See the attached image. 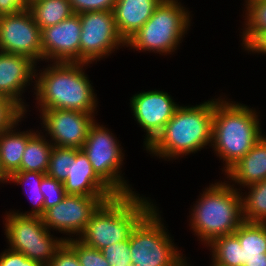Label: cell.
<instances>
[{
  "mask_svg": "<svg viewBox=\"0 0 266 266\" xmlns=\"http://www.w3.org/2000/svg\"><path fill=\"white\" fill-rule=\"evenodd\" d=\"M85 66L89 63L50 62L48 67L36 69L33 88L39 112L64 109L95 114L99 103L94 86L84 73Z\"/></svg>",
  "mask_w": 266,
  "mask_h": 266,
  "instance_id": "6da1fadb",
  "label": "cell"
},
{
  "mask_svg": "<svg viewBox=\"0 0 266 266\" xmlns=\"http://www.w3.org/2000/svg\"><path fill=\"white\" fill-rule=\"evenodd\" d=\"M214 106L215 97L195 106L179 105L146 151L170 161L211 147Z\"/></svg>",
  "mask_w": 266,
  "mask_h": 266,
  "instance_id": "7a4b0ae2",
  "label": "cell"
},
{
  "mask_svg": "<svg viewBox=\"0 0 266 266\" xmlns=\"http://www.w3.org/2000/svg\"><path fill=\"white\" fill-rule=\"evenodd\" d=\"M254 109L227 98H215L211 146L217 157L223 160L222 171L225 173L264 135L260 115Z\"/></svg>",
  "mask_w": 266,
  "mask_h": 266,
  "instance_id": "3957f363",
  "label": "cell"
},
{
  "mask_svg": "<svg viewBox=\"0 0 266 266\" xmlns=\"http://www.w3.org/2000/svg\"><path fill=\"white\" fill-rule=\"evenodd\" d=\"M225 182H215L205 188L191 209L189 226L206 246L217 237L233 234L245 221L242 189Z\"/></svg>",
  "mask_w": 266,
  "mask_h": 266,
  "instance_id": "277c9868",
  "label": "cell"
},
{
  "mask_svg": "<svg viewBox=\"0 0 266 266\" xmlns=\"http://www.w3.org/2000/svg\"><path fill=\"white\" fill-rule=\"evenodd\" d=\"M139 196L137 193L117 195L102 203L77 238L100 251L128 240L136 224L155 206L149 197Z\"/></svg>",
  "mask_w": 266,
  "mask_h": 266,
  "instance_id": "5b68a950",
  "label": "cell"
},
{
  "mask_svg": "<svg viewBox=\"0 0 266 266\" xmlns=\"http://www.w3.org/2000/svg\"><path fill=\"white\" fill-rule=\"evenodd\" d=\"M179 0H162L152 16L127 41L136 51L172 54L191 26L190 11Z\"/></svg>",
  "mask_w": 266,
  "mask_h": 266,
  "instance_id": "8992f818",
  "label": "cell"
},
{
  "mask_svg": "<svg viewBox=\"0 0 266 266\" xmlns=\"http://www.w3.org/2000/svg\"><path fill=\"white\" fill-rule=\"evenodd\" d=\"M162 219L155 205L133 228L129 237L132 265L190 266Z\"/></svg>",
  "mask_w": 266,
  "mask_h": 266,
  "instance_id": "52a82bcc",
  "label": "cell"
},
{
  "mask_svg": "<svg viewBox=\"0 0 266 266\" xmlns=\"http://www.w3.org/2000/svg\"><path fill=\"white\" fill-rule=\"evenodd\" d=\"M121 143L104 125L96 120L91 124L82 150L95 173L117 194L136 193L122 174L124 152ZM132 188V189H131Z\"/></svg>",
  "mask_w": 266,
  "mask_h": 266,
  "instance_id": "ba28073f",
  "label": "cell"
},
{
  "mask_svg": "<svg viewBox=\"0 0 266 266\" xmlns=\"http://www.w3.org/2000/svg\"><path fill=\"white\" fill-rule=\"evenodd\" d=\"M5 215L4 233L9 248L44 266L49 264L66 241V237L53 236L42 217L21 216L12 211Z\"/></svg>",
  "mask_w": 266,
  "mask_h": 266,
  "instance_id": "9c48e42d",
  "label": "cell"
},
{
  "mask_svg": "<svg viewBox=\"0 0 266 266\" xmlns=\"http://www.w3.org/2000/svg\"><path fill=\"white\" fill-rule=\"evenodd\" d=\"M81 23L80 63H93L108 57L126 41L119 34L113 11L79 13Z\"/></svg>",
  "mask_w": 266,
  "mask_h": 266,
  "instance_id": "30bf717a",
  "label": "cell"
},
{
  "mask_svg": "<svg viewBox=\"0 0 266 266\" xmlns=\"http://www.w3.org/2000/svg\"><path fill=\"white\" fill-rule=\"evenodd\" d=\"M114 197L67 194L62 201L45 211L43 223L49 230L56 229L61 234L69 235L66 240L75 237V234L77 238L84 232L98 207Z\"/></svg>",
  "mask_w": 266,
  "mask_h": 266,
  "instance_id": "8fae6325",
  "label": "cell"
},
{
  "mask_svg": "<svg viewBox=\"0 0 266 266\" xmlns=\"http://www.w3.org/2000/svg\"><path fill=\"white\" fill-rule=\"evenodd\" d=\"M0 51L23 55L36 64L42 61L41 29L28 9L0 16Z\"/></svg>",
  "mask_w": 266,
  "mask_h": 266,
  "instance_id": "7c38bea8",
  "label": "cell"
},
{
  "mask_svg": "<svg viewBox=\"0 0 266 266\" xmlns=\"http://www.w3.org/2000/svg\"><path fill=\"white\" fill-rule=\"evenodd\" d=\"M178 106L167 92L155 89L141 91L131 97L130 107L134 120L146 132L143 142L145 148L163 131Z\"/></svg>",
  "mask_w": 266,
  "mask_h": 266,
  "instance_id": "4fadbf2b",
  "label": "cell"
},
{
  "mask_svg": "<svg viewBox=\"0 0 266 266\" xmlns=\"http://www.w3.org/2000/svg\"><path fill=\"white\" fill-rule=\"evenodd\" d=\"M41 125L54 146L82 149L95 115L75 110L49 109L40 112Z\"/></svg>",
  "mask_w": 266,
  "mask_h": 266,
  "instance_id": "5bb4252c",
  "label": "cell"
},
{
  "mask_svg": "<svg viewBox=\"0 0 266 266\" xmlns=\"http://www.w3.org/2000/svg\"><path fill=\"white\" fill-rule=\"evenodd\" d=\"M79 14L41 30L42 61L80 63Z\"/></svg>",
  "mask_w": 266,
  "mask_h": 266,
  "instance_id": "9a60e30c",
  "label": "cell"
},
{
  "mask_svg": "<svg viewBox=\"0 0 266 266\" xmlns=\"http://www.w3.org/2000/svg\"><path fill=\"white\" fill-rule=\"evenodd\" d=\"M36 68L37 64L28 57L0 51V94L15 102L25 114L28 107L22 94L27 86L35 84Z\"/></svg>",
  "mask_w": 266,
  "mask_h": 266,
  "instance_id": "2e32d148",
  "label": "cell"
},
{
  "mask_svg": "<svg viewBox=\"0 0 266 266\" xmlns=\"http://www.w3.org/2000/svg\"><path fill=\"white\" fill-rule=\"evenodd\" d=\"M66 194L83 196H117L95 173L82 149L71 148V168L63 182Z\"/></svg>",
  "mask_w": 266,
  "mask_h": 266,
  "instance_id": "e0dca14e",
  "label": "cell"
},
{
  "mask_svg": "<svg viewBox=\"0 0 266 266\" xmlns=\"http://www.w3.org/2000/svg\"><path fill=\"white\" fill-rule=\"evenodd\" d=\"M224 174L240 188L266 179V135Z\"/></svg>",
  "mask_w": 266,
  "mask_h": 266,
  "instance_id": "ac0fdd59",
  "label": "cell"
},
{
  "mask_svg": "<svg viewBox=\"0 0 266 266\" xmlns=\"http://www.w3.org/2000/svg\"><path fill=\"white\" fill-rule=\"evenodd\" d=\"M162 0H117L113 9L117 30L127 41L152 16Z\"/></svg>",
  "mask_w": 266,
  "mask_h": 266,
  "instance_id": "d6986e66",
  "label": "cell"
},
{
  "mask_svg": "<svg viewBox=\"0 0 266 266\" xmlns=\"http://www.w3.org/2000/svg\"><path fill=\"white\" fill-rule=\"evenodd\" d=\"M233 234L242 247L241 266H266V223L244 221Z\"/></svg>",
  "mask_w": 266,
  "mask_h": 266,
  "instance_id": "ffe728a7",
  "label": "cell"
},
{
  "mask_svg": "<svg viewBox=\"0 0 266 266\" xmlns=\"http://www.w3.org/2000/svg\"><path fill=\"white\" fill-rule=\"evenodd\" d=\"M23 119L21 118L10 129L0 133V163L5 173L10 176L20 168L22 156L28 139L35 130L17 131L16 127Z\"/></svg>",
  "mask_w": 266,
  "mask_h": 266,
  "instance_id": "44dd1931",
  "label": "cell"
},
{
  "mask_svg": "<svg viewBox=\"0 0 266 266\" xmlns=\"http://www.w3.org/2000/svg\"><path fill=\"white\" fill-rule=\"evenodd\" d=\"M42 130L36 132L28 139L20 168L17 171H37L46 174L49 166L50 154L53 144L46 139ZM42 133V134H41Z\"/></svg>",
  "mask_w": 266,
  "mask_h": 266,
  "instance_id": "7402d4cb",
  "label": "cell"
},
{
  "mask_svg": "<svg viewBox=\"0 0 266 266\" xmlns=\"http://www.w3.org/2000/svg\"><path fill=\"white\" fill-rule=\"evenodd\" d=\"M242 29V47L247 51L266 32V0H248Z\"/></svg>",
  "mask_w": 266,
  "mask_h": 266,
  "instance_id": "603a6c76",
  "label": "cell"
},
{
  "mask_svg": "<svg viewBox=\"0 0 266 266\" xmlns=\"http://www.w3.org/2000/svg\"><path fill=\"white\" fill-rule=\"evenodd\" d=\"M28 10L41 30L74 14L68 0H36L29 3Z\"/></svg>",
  "mask_w": 266,
  "mask_h": 266,
  "instance_id": "cb8c5ba5",
  "label": "cell"
},
{
  "mask_svg": "<svg viewBox=\"0 0 266 266\" xmlns=\"http://www.w3.org/2000/svg\"><path fill=\"white\" fill-rule=\"evenodd\" d=\"M46 174L44 173H40L37 171H16L14 173H12L9 176V182L11 181V183H15V184H19V185H30V193L28 195V193H26L30 199V202L32 203V210H30L29 212L25 211L23 212H19V211H13V213L21 215V216H32V217H42L44 215V196L43 193L40 191V185L42 182V178L45 176ZM24 185V186H25ZM28 192V190H27ZM31 194V195H30Z\"/></svg>",
  "mask_w": 266,
  "mask_h": 266,
  "instance_id": "d4e9b609",
  "label": "cell"
},
{
  "mask_svg": "<svg viewBox=\"0 0 266 266\" xmlns=\"http://www.w3.org/2000/svg\"><path fill=\"white\" fill-rule=\"evenodd\" d=\"M246 188L249 190L248 194L245 192V195L241 191L244 220L251 223H266V179Z\"/></svg>",
  "mask_w": 266,
  "mask_h": 266,
  "instance_id": "484cf974",
  "label": "cell"
},
{
  "mask_svg": "<svg viewBox=\"0 0 266 266\" xmlns=\"http://www.w3.org/2000/svg\"><path fill=\"white\" fill-rule=\"evenodd\" d=\"M206 247H210L215 266H241L242 247L234 234L217 237Z\"/></svg>",
  "mask_w": 266,
  "mask_h": 266,
  "instance_id": "4316f807",
  "label": "cell"
},
{
  "mask_svg": "<svg viewBox=\"0 0 266 266\" xmlns=\"http://www.w3.org/2000/svg\"><path fill=\"white\" fill-rule=\"evenodd\" d=\"M71 148L53 146L46 175L64 182L70 174Z\"/></svg>",
  "mask_w": 266,
  "mask_h": 266,
  "instance_id": "83f0119b",
  "label": "cell"
},
{
  "mask_svg": "<svg viewBox=\"0 0 266 266\" xmlns=\"http://www.w3.org/2000/svg\"><path fill=\"white\" fill-rule=\"evenodd\" d=\"M65 242L76 252L81 266H110L99 249L85 245L78 238Z\"/></svg>",
  "mask_w": 266,
  "mask_h": 266,
  "instance_id": "f1b7e54d",
  "label": "cell"
},
{
  "mask_svg": "<svg viewBox=\"0 0 266 266\" xmlns=\"http://www.w3.org/2000/svg\"><path fill=\"white\" fill-rule=\"evenodd\" d=\"M40 191L44 196V213L47 209L62 201L67 195L63 183L47 175L42 178Z\"/></svg>",
  "mask_w": 266,
  "mask_h": 266,
  "instance_id": "f546056e",
  "label": "cell"
},
{
  "mask_svg": "<svg viewBox=\"0 0 266 266\" xmlns=\"http://www.w3.org/2000/svg\"><path fill=\"white\" fill-rule=\"evenodd\" d=\"M101 251L110 266L132 265L129 239L105 247Z\"/></svg>",
  "mask_w": 266,
  "mask_h": 266,
  "instance_id": "4dcf8cb0",
  "label": "cell"
},
{
  "mask_svg": "<svg viewBox=\"0 0 266 266\" xmlns=\"http://www.w3.org/2000/svg\"><path fill=\"white\" fill-rule=\"evenodd\" d=\"M25 112L11 99L4 98L0 102V133L10 129L21 118Z\"/></svg>",
  "mask_w": 266,
  "mask_h": 266,
  "instance_id": "1f68e13d",
  "label": "cell"
},
{
  "mask_svg": "<svg viewBox=\"0 0 266 266\" xmlns=\"http://www.w3.org/2000/svg\"><path fill=\"white\" fill-rule=\"evenodd\" d=\"M75 14L93 11H113L117 0H68Z\"/></svg>",
  "mask_w": 266,
  "mask_h": 266,
  "instance_id": "d6a6232c",
  "label": "cell"
},
{
  "mask_svg": "<svg viewBox=\"0 0 266 266\" xmlns=\"http://www.w3.org/2000/svg\"><path fill=\"white\" fill-rule=\"evenodd\" d=\"M0 266H44L27 258L23 253L7 248L0 254Z\"/></svg>",
  "mask_w": 266,
  "mask_h": 266,
  "instance_id": "836d02e7",
  "label": "cell"
},
{
  "mask_svg": "<svg viewBox=\"0 0 266 266\" xmlns=\"http://www.w3.org/2000/svg\"><path fill=\"white\" fill-rule=\"evenodd\" d=\"M47 266H81L76 252L64 242Z\"/></svg>",
  "mask_w": 266,
  "mask_h": 266,
  "instance_id": "e575fe53",
  "label": "cell"
},
{
  "mask_svg": "<svg viewBox=\"0 0 266 266\" xmlns=\"http://www.w3.org/2000/svg\"><path fill=\"white\" fill-rule=\"evenodd\" d=\"M28 0H0V16L28 9Z\"/></svg>",
  "mask_w": 266,
  "mask_h": 266,
  "instance_id": "d590c367",
  "label": "cell"
},
{
  "mask_svg": "<svg viewBox=\"0 0 266 266\" xmlns=\"http://www.w3.org/2000/svg\"><path fill=\"white\" fill-rule=\"evenodd\" d=\"M252 53L266 54V32L247 50Z\"/></svg>",
  "mask_w": 266,
  "mask_h": 266,
  "instance_id": "8d00e7d4",
  "label": "cell"
},
{
  "mask_svg": "<svg viewBox=\"0 0 266 266\" xmlns=\"http://www.w3.org/2000/svg\"><path fill=\"white\" fill-rule=\"evenodd\" d=\"M9 176L5 173V171L3 170L1 163H0V183H7L9 182Z\"/></svg>",
  "mask_w": 266,
  "mask_h": 266,
  "instance_id": "74e56055",
  "label": "cell"
},
{
  "mask_svg": "<svg viewBox=\"0 0 266 266\" xmlns=\"http://www.w3.org/2000/svg\"><path fill=\"white\" fill-rule=\"evenodd\" d=\"M5 97L0 94V102L4 99Z\"/></svg>",
  "mask_w": 266,
  "mask_h": 266,
  "instance_id": "f35d334b",
  "label": "cell"
}]
</instances>
